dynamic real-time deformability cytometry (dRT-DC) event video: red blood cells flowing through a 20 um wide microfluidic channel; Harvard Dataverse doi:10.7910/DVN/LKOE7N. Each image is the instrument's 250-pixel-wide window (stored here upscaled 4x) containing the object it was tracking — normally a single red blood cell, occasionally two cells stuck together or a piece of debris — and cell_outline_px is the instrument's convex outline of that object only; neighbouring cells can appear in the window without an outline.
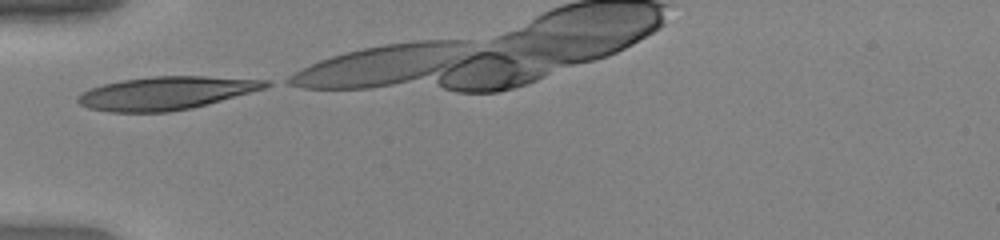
{"species": "human", "species_latin": "Homo sapiens", "temperature_condition": "warm", "stored_images_in_passage": 4, "camera_frame_rate_fps": 3000, "um_per_image_px": 0.085, "donor": {"sex": "female"}, "frame": {"image": 1, "passage_image": 1, "time_ms": 0.0, "image_size_px": [1000, 240], "cell_outline_px": [[272, 84], [264, 88], [208, 104], [192, 108], [168, 112], [108, 112], [88, 108], [80, 104], [76, 100], [76, 96], [92, 88], [104, 84], [120, 80], [152, 76], [204, 76], [272, 80]], "centroid_in_image_um": [14.11, 7.91], "position_along_channel_um": 70.9, "area_um2": 36.18}}